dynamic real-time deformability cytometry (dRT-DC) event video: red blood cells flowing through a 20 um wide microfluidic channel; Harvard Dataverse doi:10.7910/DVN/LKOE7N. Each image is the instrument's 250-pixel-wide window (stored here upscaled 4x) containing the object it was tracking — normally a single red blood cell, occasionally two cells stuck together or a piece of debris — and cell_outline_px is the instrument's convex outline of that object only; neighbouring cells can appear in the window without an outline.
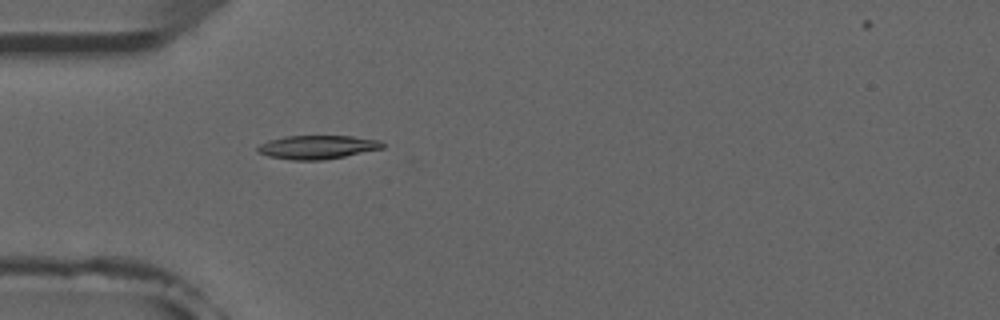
{"species": "common noctule bat (a hibernating species)", "species_latin": "Nyctalus noctula", "temperature_condition": "room temperature", "stored_images_in_passage": 4, "camera_frame_rate_fps": 3000, "um_per_image_px": 0.085, "animal": {"sex": "male", "forearm_length_mm": 52.5}, "frame": {"image": 1, "passage_image": 4, "time_ms": 4.333, "image_size_px": [1000, 320], "cell_outline_px": [[384, 148], [324, 160], [292, 160], [268, 156], [256, 152], [256, 148], [260, 144], [268, 140], [284, 136], [352, 136], [380, 140], [384, 144]], "centroid_in_image_um": [26.95, 12.5], "position_along_channel_um": 58.1, "area_um2": 17.28}}